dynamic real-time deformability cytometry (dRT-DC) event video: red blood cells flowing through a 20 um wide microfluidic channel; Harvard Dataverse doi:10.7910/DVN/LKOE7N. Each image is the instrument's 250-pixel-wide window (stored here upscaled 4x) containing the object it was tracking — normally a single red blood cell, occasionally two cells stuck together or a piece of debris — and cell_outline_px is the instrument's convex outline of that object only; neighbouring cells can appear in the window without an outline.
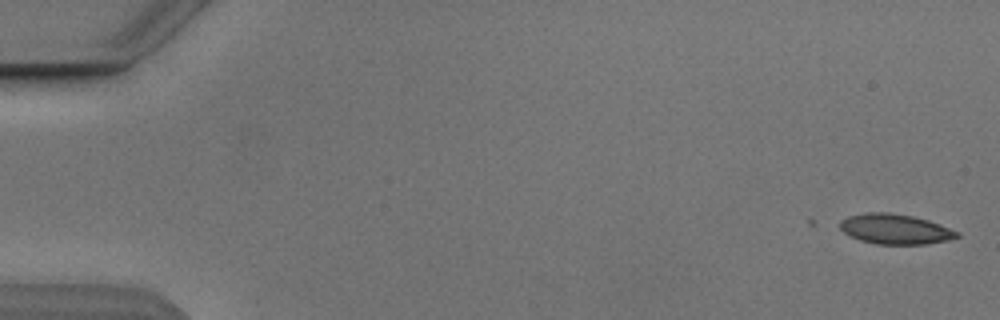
{"species": "Egyptian fruit bat (a non-hibernating species)", "species_latin": "Rousettus aegyptiacus", "temperature_condition": "cold", "stored_images_in_passage": 2, "camera_frame_rate_fps": 3000, "um_per_image_px": 0.085, "animal": {"sex": "male"}, "frame": {"image": 1, "passage_image": 2, "time_ms": 1.0, "image_size_px": [1000, 320], "cell_outline_px": [[960, 236], [928, 244], [876, 244], [860, 240], [844, 232], [840, 228], [840, 220], [848, 216], [868, 212], [888, 212], [912, 216], [928, 220], [940, 224], [960, 232]], "centroid_in_image_um": [76.09, 19.46], "position_along_channel_um": 8.9, "area_um2": 20.4}}